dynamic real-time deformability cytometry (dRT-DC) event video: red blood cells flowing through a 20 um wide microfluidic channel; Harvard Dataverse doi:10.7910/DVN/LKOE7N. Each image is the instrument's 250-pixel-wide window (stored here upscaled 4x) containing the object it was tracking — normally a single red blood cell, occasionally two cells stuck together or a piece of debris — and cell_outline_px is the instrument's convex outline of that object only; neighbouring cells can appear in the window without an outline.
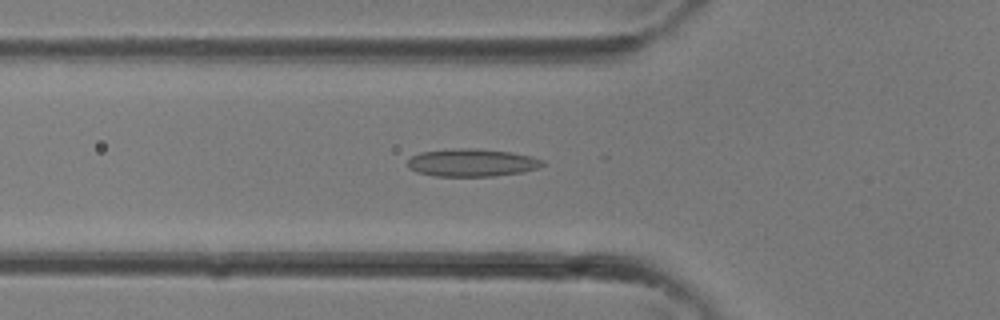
{"species": "common noctule bat (a hibernating species)", "species_latin": "Nyctalus noctula", "temperature_condition": "room temperature", "stored_images_in_passage": 22, "camera_frame_rate_fps": 3000, "um_per_image_px": 0.085, "animal": {"sex": "female"}, "frame": {"image": 1, "passage_image": 9, "time_ms": 2.667, "image_size_px": [1000, 320], "cell_outline_px": [[544, 164], [536, 168], [524, 172], [492, 176], [436, 176], [416, 172], [408, 168], [408, 160], [412, 156], [420, 152], [460, 148], [476, 148], [512, 152], [532, 156], [544, 160]], "centroid_in_image_um": [40.12, 13.82], "position_along_channel_um": 85.7, "area_um2": 21.85}}
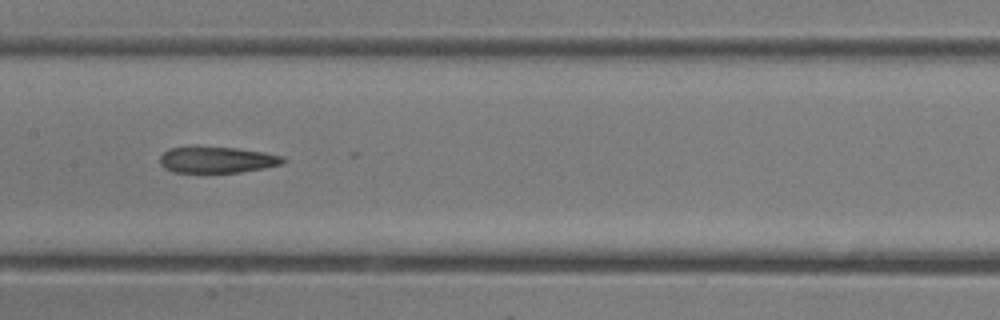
{"frame": {"image": 2, "passage_image": 14, "time_ms": 4.333, "image_size_px": [1000, 320], "cell_outline_px": [[284, 164], [264, 168], [240, 172], [172, 172], [164, 168], [160, 164], [160, 156], [168, 148], [188, 144], [196, 144], [236, 148], [264, 152], [284, 156]], "centroid_in_image_um": [18.38, 13.54], "position_along_channel_um": 189.0, "area_um2": 19.59}}
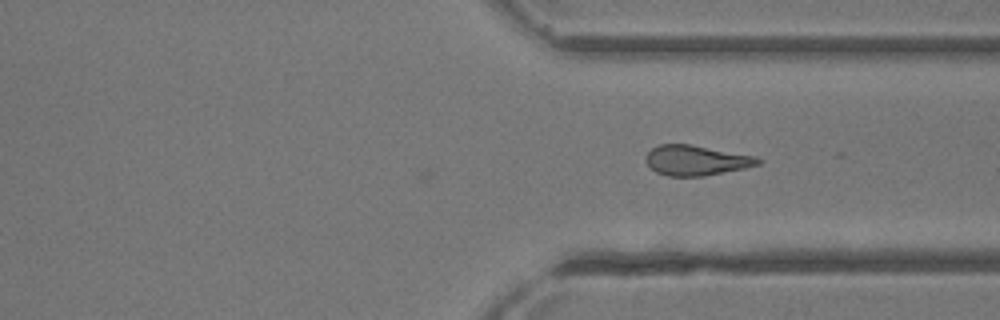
{"frame": {"image": 3, "passage_image": 22, "time_ms": 7.0, "image_size_px": [1000, 320], "cell_outline_px": [[764, 160], [760, 164], [744, 168], [704, 176], [668, 176], [656, 172], [648, 164], [644, 156], [652, 148], [660, 144], [692, 144], [756, 156]], "centroid_in_image_um": [59.19, 13.62], "position_along_channel_um": 352.2, "area_um2": 19.77}}